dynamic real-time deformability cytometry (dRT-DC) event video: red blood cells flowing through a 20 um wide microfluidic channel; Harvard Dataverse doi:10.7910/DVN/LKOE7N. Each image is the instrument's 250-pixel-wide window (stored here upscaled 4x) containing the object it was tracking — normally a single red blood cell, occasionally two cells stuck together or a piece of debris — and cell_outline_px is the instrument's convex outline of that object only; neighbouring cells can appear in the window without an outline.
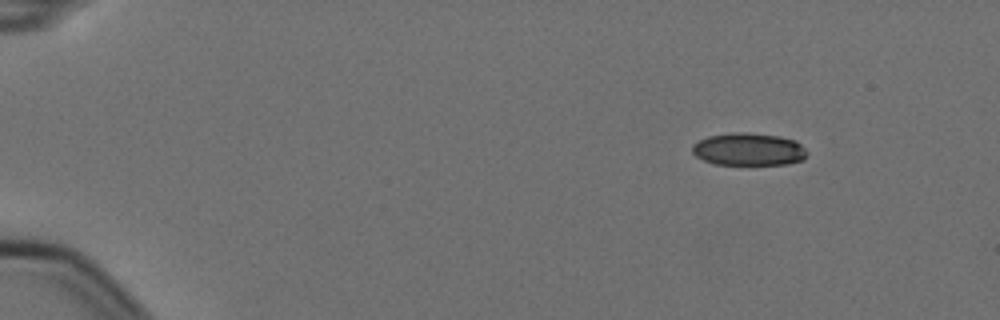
{"species": "Egyptian fruit bat (a non-hibernating species)", "species_latin": "Rousettus aegyptiacus", "temperature_condition": "cold", "stored_images_in_passage": 10, "camera_frame_rate_fps": 3000, "um_per_image_px": 0.085, "animal": {"sex": "female"}, "frame": {"image": 1, "passage_image": 1, "time_ms": 0.0, "image_size_px": [1000, 320], "cell_outline_px": [[808, 152], [804, 160], [788, 164], [716, 164], [704, 160], [696, 156], [692, 152], [692, 144], [708, 136], [732, 132], [748, 132], [780, 136], [796, 140]], "centroid_in_image_um": [63.66, 12.68], "position_along_channel_um": 21.3, "area_um2": 21.91}}
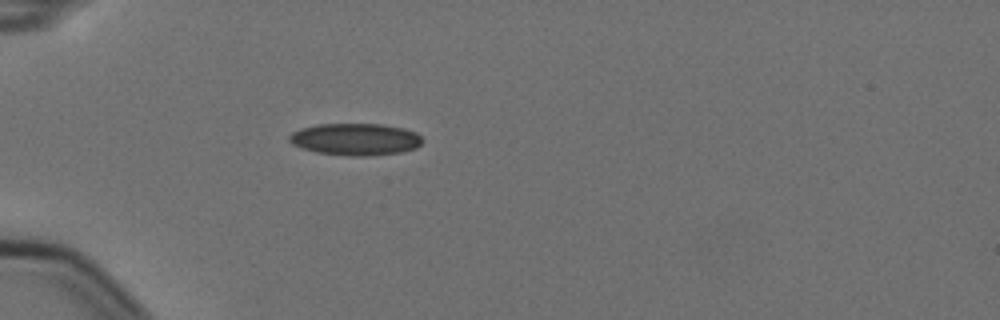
{"frame": {"image": 2, "passage_image": 4, "time_ms": 1.0, "image_size_px": [1000, 320], "cell_outline_px": [[424, 140], [416, 148], [400, 152], [368, 156], [348, 156], [316, 152], [292, 144], [288, 140], [288, 136], [292, 132], [300, 128], [316, 124], [380, 124], [404, 128], [416, 132]], "centroid_in_image_um": [30.2, 11.83], "position_along_channel_um": 54.8, "area_um2": 24.91}}